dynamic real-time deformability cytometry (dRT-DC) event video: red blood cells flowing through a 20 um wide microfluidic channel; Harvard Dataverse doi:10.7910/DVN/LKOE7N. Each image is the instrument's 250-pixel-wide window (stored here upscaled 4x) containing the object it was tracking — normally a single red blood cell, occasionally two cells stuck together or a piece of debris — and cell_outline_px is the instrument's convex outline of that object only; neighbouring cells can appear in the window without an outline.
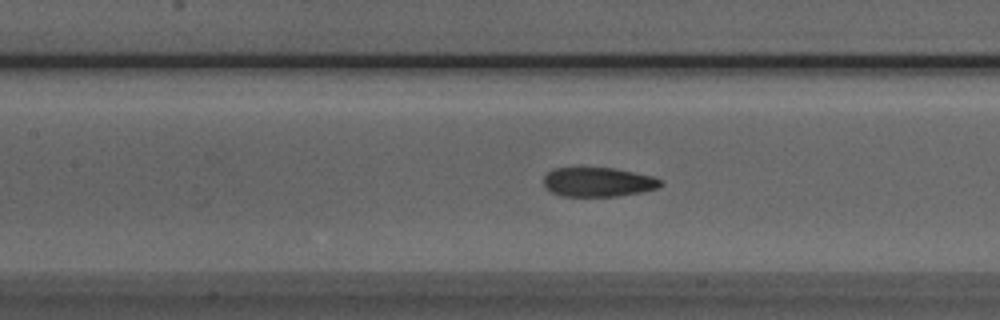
{"species": "Egyptian fruit bat (a non-hibernating species)", "species_latin": "Rousettus aegyptiacus", "temperature_condition": "room temperature", "stored_images_in_passage": 48, "camera_frame_rate_fps": 3000, "um_per_image_px": 0.085, "animal": {"sex": "male"}, "frame": {"image": 1, "passage_image": 19, "time_ms": 6.0, "image_size_px": [1000, 320], "cell_outline_px": [[664, 184], [660, 188], [644, 192], [616, 196], [560, 196], [552, 192], [544, 184], [544, 176], [552, 168], [612, 168], [652, 176], [664, 180]], "centroid_in_image_um": [50.89, 15.48], "position_along_channel_um": 156.5, "area_um2": 20.06}}
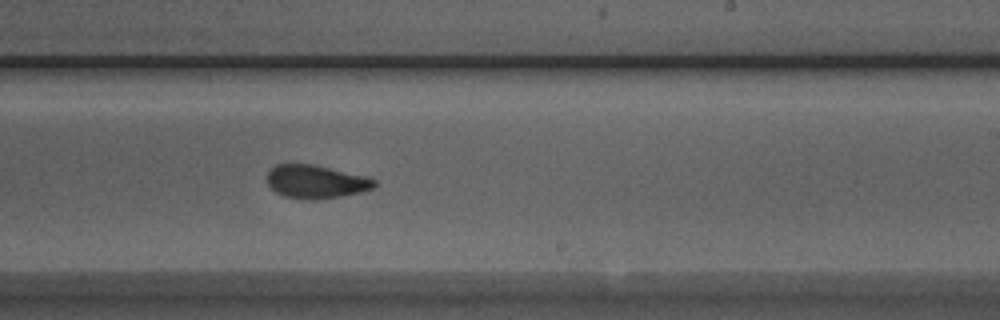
{"frame": {"image": 2, "passage_image": 27, "time_ms": 8.667, "image_size_px": [1000, 320], "cell_outline_px": [[376, 184], [372, 188], [360, 192], [340, 196], [316, 200], [312, 200], [284, 196], [276, 192], [268, 184], [268, 172], [276, 164], [312, 164], [368, 176], [376, 180]], "centroid_in_image_um": [26.87, 15.44], "position_along_channel_um": 262.1, "area_um2": 20.69}}
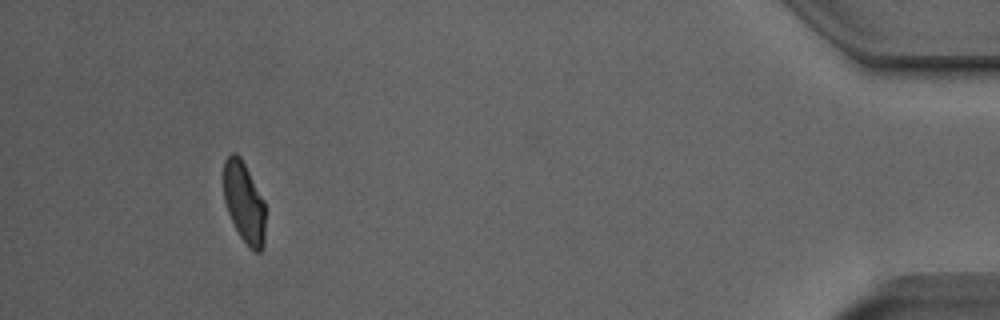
{"frame": {"image": 3, "passage_image": 44, "time_ms": 14.333, "image_size_px": [1000, 320], "cell_outline_px": [[264, 244], [260, 252], [256, 252], [248, 248], [240, 236], [228, 212], [224, 200], [224, 160], [232, 152], [236, 152], [240, 156], [264, 200]], "centroid_in_image_um": [20.74, 17.21], "position_along_channel_um": 414.5, "area_um2": 19.54}, "authors_computed_cell_mechanics": {"area_um2": 20.8369, "velocity_mm_per_s": 3.9714, "shape_relaxation_time_tau1_ms": 8.4752, "shape_relaxation_time_tau2_ms": 1.5268, "deformation_change_tau1": 0.2033, "deformation_change_tau2": 0.0694}}